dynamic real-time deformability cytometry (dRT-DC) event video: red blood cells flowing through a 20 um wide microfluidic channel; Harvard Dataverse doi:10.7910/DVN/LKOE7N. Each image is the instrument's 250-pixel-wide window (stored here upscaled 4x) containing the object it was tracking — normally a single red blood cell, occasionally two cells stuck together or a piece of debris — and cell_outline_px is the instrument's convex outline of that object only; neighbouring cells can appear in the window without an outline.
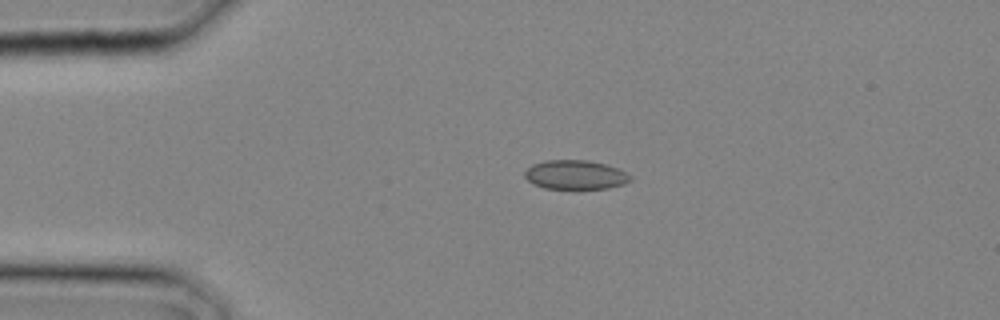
{"species": "common noctule bat (a hibernating species)", "species_latin": "Nyctalus noctula", "temperature_condition": "cold", "stored_images_in_passage": 3, "camera_frame_rate_fps": 3000, "um_per_image_px": 0.085, "animal": {"sex": "male", "body_mass_g": 20.4}, "frame": {"image": 1, "passage_image": 2, "time_ms": 0.333, "image_size_px": [1000, 320], "cell_outline_px": [[632, 180], [624, 184], [608, 188], [576, 192], [544, 188], [528, 180], [524, 176], [524, 172], [532, 164], [544, 160], [588, 160], [620, 168], [632, 176]], "centroid_in_image_um": [48.94, 14.9], "position_along_channel_um": 36.1, "area_um2": 18.84}}
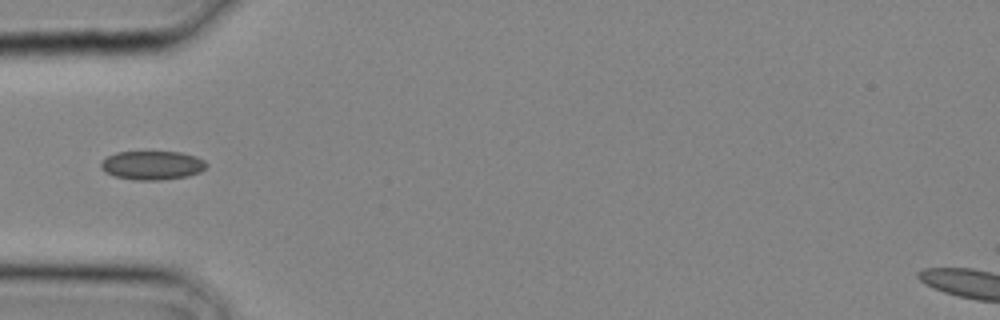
{"frame": {"image": 2, "passage_image": 3, "time_ms": 0.667, "image_size_px": [1000, 320], "cell_outline_px": [[208, 164], [200, 172], [188, 176], [160, 180], [136, 180], [116, 176], [104, 172], [100, 168], [100, 164], [108, 156], [116, 152], [180, 152], [196, 156], [204, 160]], "centroid_in_image_um": [12.95, 14.05], "position_along_channel_um": 72.1, "area_um2": 17.69}}